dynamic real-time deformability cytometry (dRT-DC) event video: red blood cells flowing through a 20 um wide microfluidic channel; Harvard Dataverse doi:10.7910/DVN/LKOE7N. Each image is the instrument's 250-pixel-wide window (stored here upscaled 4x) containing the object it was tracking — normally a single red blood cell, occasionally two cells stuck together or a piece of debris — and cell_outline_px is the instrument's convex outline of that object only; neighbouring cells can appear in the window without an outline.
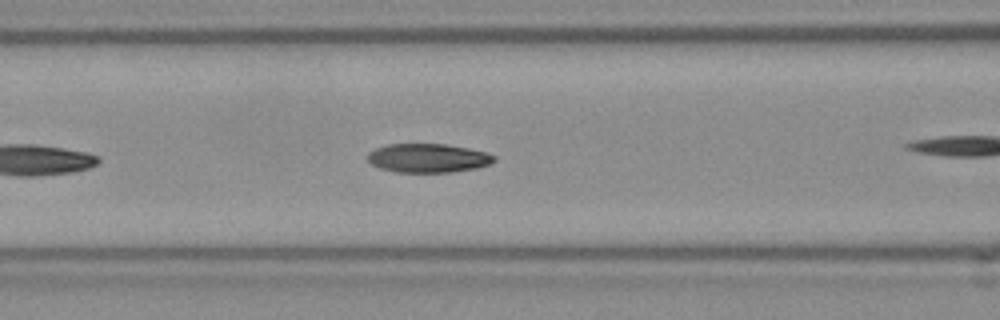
{"species": "Egyptian fruit bat (a non-hibernating species)", "species_latin": "Rousettus aegyptiacus", "temperature_condition": "room temperature", "stored_images_in_passage": 20, "camera_frame_rate_fps": 3000, "um_per_image_px": 0.085, "frame": {"image": 1, "passage_image": 9, "time_ms": 2.667, "image_size_px": [1000, 320], "cell_outline_px": [[496, 160], [488, 164], [476, 168], [452, 172], [396, 172], [380, 168], [372, 164], [368, 160], [368, 152], [376, 148], [388, 144], [444, 144], [468, 148], [484, 152], [496, 156]], "centroid_in_image_um": [36.37, 13.43], "position_along_channel_um": 130.2, "area_um2": 21.15}}